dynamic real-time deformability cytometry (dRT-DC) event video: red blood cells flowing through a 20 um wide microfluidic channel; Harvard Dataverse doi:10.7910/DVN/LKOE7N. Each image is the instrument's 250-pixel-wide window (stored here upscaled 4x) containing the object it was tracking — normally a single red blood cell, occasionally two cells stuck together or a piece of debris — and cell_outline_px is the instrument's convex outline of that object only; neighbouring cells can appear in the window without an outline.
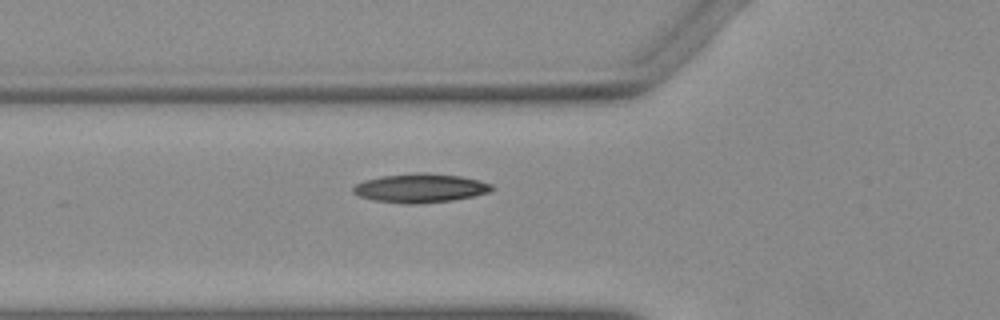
{"species": "Egyptian fruit bat (a non-hibernating species)", "species_latin": "Rousettus aegyptiacus", "temperature_condition": "warm", "stored_images_in_passage": 36, "camera_frame_rate_fps": 3000, "um_per_image_px": 0.085, "animal": {"sex": "female"}, "frame": {"image": 1, "passage_image": 2, "time_ms": 0.333, "image_size_px": [1000, 320], "cell_outline_px": [[496, 188], [488, 192], [472, 196], [452, 200], [416, 204], [404, 204], [372, 200], [360, 196], [352, 192], [352, 188], [356, 184], [364, 180], [380, 176], [416, 172], [424, 172], [460, 176], [480, 180], [492, 184]], "centroid_in_image_um": [35.71, 15.98], "position_along_channel_um": 90.1, "area_um2": 23.52}}
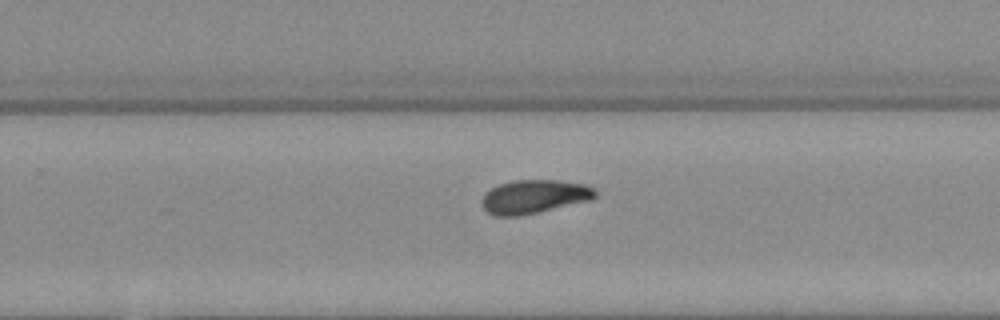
{"frame": {"image": 2, "passage_image": 17, "time_ms": 5.333, "image_size_px": [1000, 320], "cell_outline_px": [[596, 196], [592, 200], [520, 216], [496, 216], [488, 212], [484, 208], [480, 200], [492, 188], [500, 184], [512, 180], [556, 180], [584, 184], [592, 188], [596, 192]], "centroid_in_image_um": [45.41, 16.72], "position_along_channel_um": 284.4, "area_um2": 22.08}}
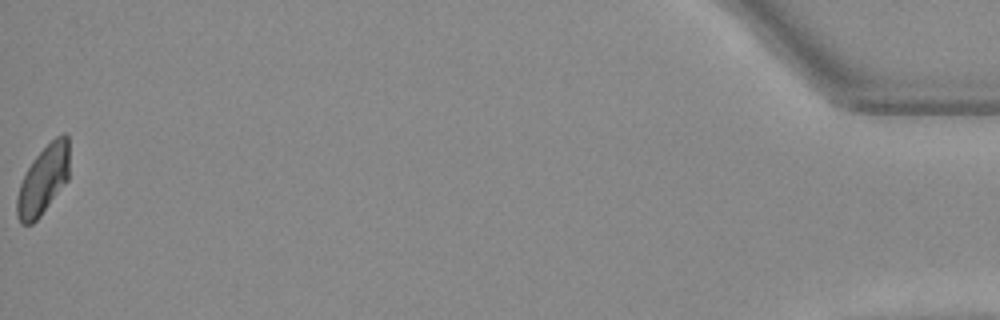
{"frame": {"image": 3, "passage_image": 36, "time_ms": 11.667, "image_size_px": [1000, 320], "cell_outline_px": [[68, 180], [40, 216], [32, 224], [20, 224], [16, 216], [16, 200], [20, 184], [32, 160], [56, 136], [64, 132], [68, 136]], "centroid_in_image_um": [3.66, 15.32], "position_along_channel_um": 431.5, "area_um2": 20.81}}